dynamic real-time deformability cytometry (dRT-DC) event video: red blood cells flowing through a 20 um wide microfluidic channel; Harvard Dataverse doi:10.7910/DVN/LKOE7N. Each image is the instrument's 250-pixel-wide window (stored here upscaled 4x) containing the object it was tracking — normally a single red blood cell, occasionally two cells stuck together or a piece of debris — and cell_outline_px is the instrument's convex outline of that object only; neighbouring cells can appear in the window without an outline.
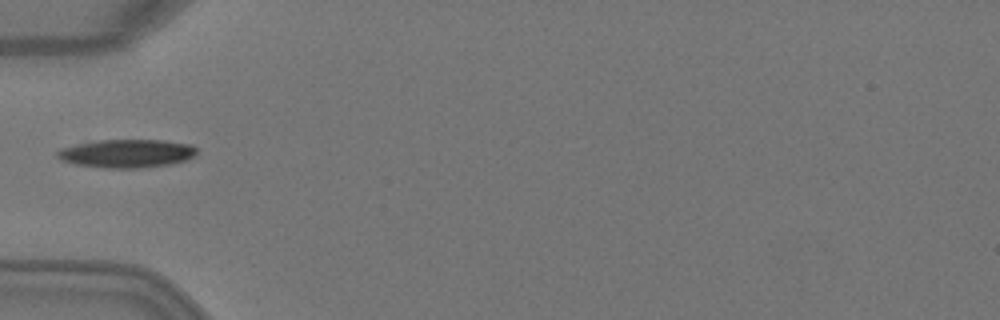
{"species": "Egyptian fruit bat (a non-hibernating species)", "species_latin": "Rousettus aegyptiacus", "temperature_condition": "warm", "stored_images_in_passage": 4, "camera_frame_rate_fps": 3000, "um_per_image_px": 0.085, "animal": {"sex": "female"}, "frame": {"image": 1, "passage_image": 4, "time_ms": 1.0, "image_size_px": [1000, 320], "cell_outline_px": [[196, 156], [184, 160], [168, 164], [136, 168], [108, 168], [76, 164], [60, 160], [56, 156], [56, 152], [60, 148], [76, 144], [100, 140], [164, 140], [192, 144], [196, 148]], "centroid_in_image_um": [10.76, 13.03], "position_along_channel_um": 74.2, "area_um2": 22.95}}